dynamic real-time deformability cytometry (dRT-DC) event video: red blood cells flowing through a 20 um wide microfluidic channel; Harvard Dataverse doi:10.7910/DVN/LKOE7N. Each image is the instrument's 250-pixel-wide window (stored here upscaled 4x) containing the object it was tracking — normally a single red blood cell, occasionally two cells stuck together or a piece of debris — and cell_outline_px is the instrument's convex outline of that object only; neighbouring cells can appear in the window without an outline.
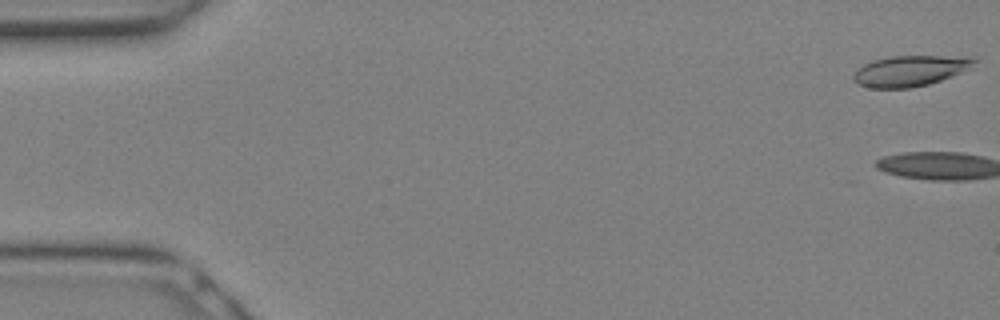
{"species": "Egyptian fruit bat (a non-hibernating species)", "species_latin": "Rousettus aegyptiacus", "temperature_condition": "warm", "stored_images_in_passage": 15, "camera_frame_rate_fps": 3000, "um_per_image_px": 0.085, "animal": {"sex": "female"}, "frame": {"image": 1, "passage_image": 1, "time_ms": 0.0, "image_size_px": [1000, 320], "cell_outline_px": [[976, 60], [960, 72], [952, 76], [928, 84], [908, 88], [872, 88], [860, 84], [852, 80], [852, 72], [864, 64], [872, 60], [892, 56], [972, 56]], "centroid_in_image_um": [77.28, 6.01], "position_along_channel_um": 7.7, "area_um2": 21.39}}